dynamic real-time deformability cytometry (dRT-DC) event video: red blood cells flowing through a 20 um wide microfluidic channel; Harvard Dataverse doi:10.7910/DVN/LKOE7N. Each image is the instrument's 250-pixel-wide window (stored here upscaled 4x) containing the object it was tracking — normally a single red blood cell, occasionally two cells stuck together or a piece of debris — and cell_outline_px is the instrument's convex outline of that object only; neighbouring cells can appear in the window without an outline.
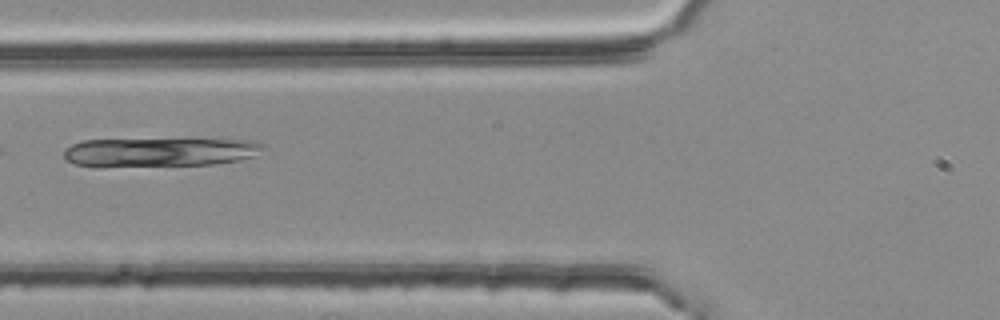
{"species": "common noctule bat (a hibernating species)", "species_latin": "Nyctalus noctula", "temperature_condition": "room temperature", "stored_images_in_passage": 5, "camera_frame_rate_fps": 3000, "um_per_image_px": 0.085, "animal": {"sex": "female", "body_mass_g": 25.1}, "frame": {"image": 1, "passage_image": 5, "time_ms": 1.333, "image_size_px": [1000, 320], "cell_outline_px": [[268, 144], [252, 156], [240, 160], [212, 164], [72, 164], [64, 160], [64, 152], [72, 144], [80, 140], [192, 136], [196, 136], [252, 140]], "centroid_in_image_um": [13.73, 12.81], "position_along_channel_um": 112.1, "area_um2": 34.45}}